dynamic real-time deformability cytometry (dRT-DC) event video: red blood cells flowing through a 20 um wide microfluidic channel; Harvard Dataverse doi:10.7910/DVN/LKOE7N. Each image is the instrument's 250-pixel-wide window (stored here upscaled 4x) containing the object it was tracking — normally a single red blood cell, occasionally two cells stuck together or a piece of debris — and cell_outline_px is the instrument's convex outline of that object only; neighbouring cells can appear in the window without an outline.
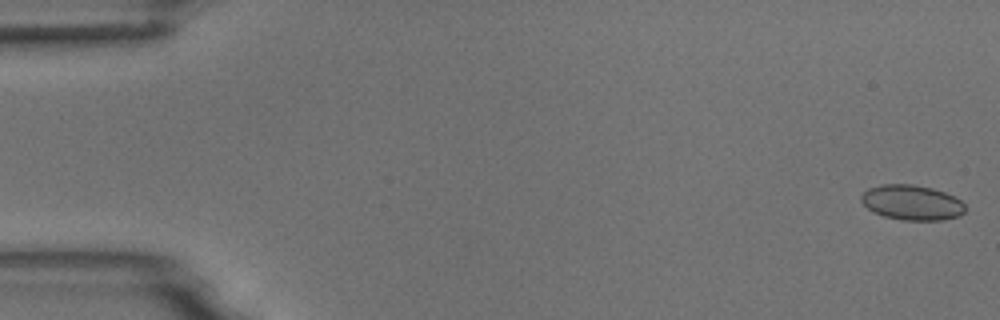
{"species": "common noctule bat (a hibernating species)", "species_latin": "Nyctalus noctula", "temperature_condition": "room temperature", "stored_images_in_passage": 17, "camera_frame_rate_fps": 3000, "um_per_image_px": 0.085, "animal": {"sex": "male", "body_mass_g": 18.8}, "frame": {"image": 1, "passage_image": 1, "time_ms": 0.0, "image_size_px": [1000, 320], "cell_outline_px": [[964, 212], [956, 216], [940, 220], [904, 220], [884, 216], [872, 212], [860, 200], [860, 196], [868, 188], [880, 184], [912, 184], [932, 188], [956, 196], [964, 204]], "centroid_in_image_um": [77.48, 17.2], "position_along_channel_um": 7.5, "area_um2": 21.21}}
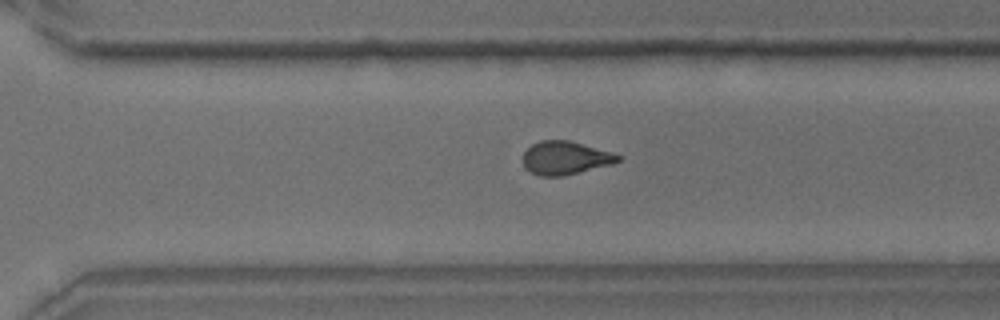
{"frame": {"image": 2, "passage_image": 12, "time_ms": 3.667, "image_size_px": [1000, 320], "cell_outline_px": [[620, 160], [612, 164], [560, 176], [540, 176], [532, 172], [524, 164], [524, 152], [532, 144], [540, 140], [568, 140], [612, 152], [620, 156]], "centroid_in_image_um": [48.05, 13.41], "position_along_channel_um": 322.6, "area_um2": 18.03}}
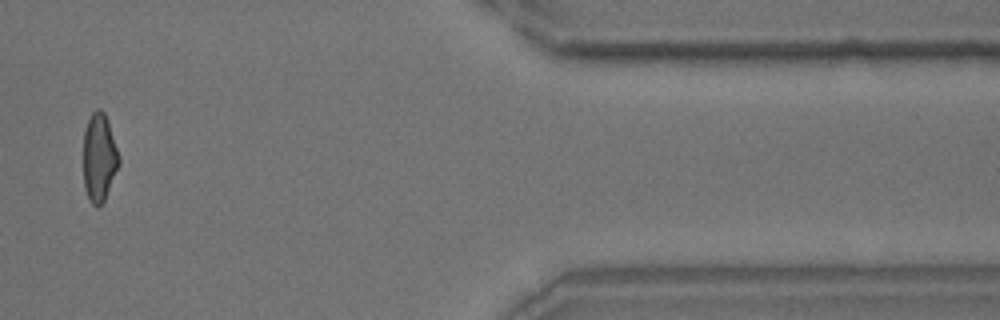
{"frame": {"image": 3, "passage_image": 15, "time_ms": 4.667, "image_size_px": [1000, 320], "cell_outline_px": [[120, 164], [104, 200], [96, 208], [88, 200], [84, 188], [84, 132], [88, 120], [92, 112], [96, 108], [100, 108], [104, 112], [108, 120], [120, 156]], "centroid_in_image_um": [8.44, 13.38], "position_along_channel_um": 403.0, "area_um2": 18.44}}